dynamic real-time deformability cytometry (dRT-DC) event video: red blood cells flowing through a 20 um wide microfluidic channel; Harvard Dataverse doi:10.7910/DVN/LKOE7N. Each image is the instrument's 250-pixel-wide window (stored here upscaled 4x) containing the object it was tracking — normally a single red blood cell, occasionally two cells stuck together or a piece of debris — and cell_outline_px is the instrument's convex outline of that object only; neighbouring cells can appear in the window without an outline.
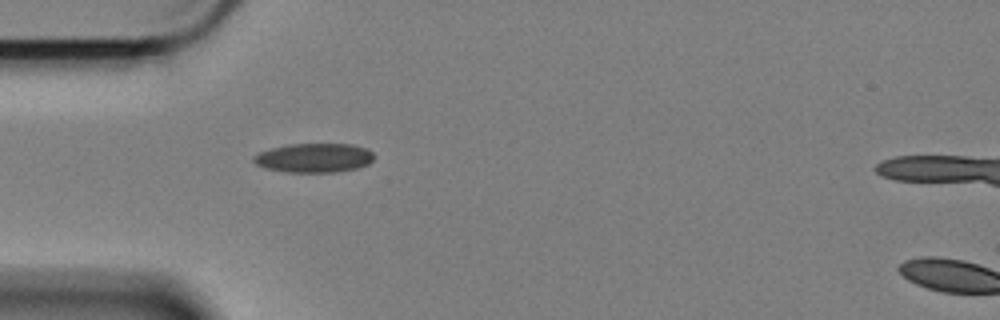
{"species": "Egyptian fruit bat (a non-hibernating species)", "species_latin": "Rousettus aegyptiacus", "temperature_condition": "cold", "stored_images_in_passage": 35, "camera_frame_rate_fps": 3000, "um_per_image_px": 0.085, "animal": {"sex": "female"}, "frame": {"image": 1, "passage_image": 1, "time_ms": 0.0, "image_size_px": [1000, 320], "cell_outline_px": [[372, 160], [368, 164], [356, 168], [336, 172], [288, 172], [264, 168], [256, 164], [252, 160], [252, 156], [260, 152], [272, 148], [288, 144], [352, 144], [368, 148], [372, 152]], "centroid_in_image_um": [26.68, 13.41], "position_along_channel_um": 58.3, "area_um2": 20.46}}
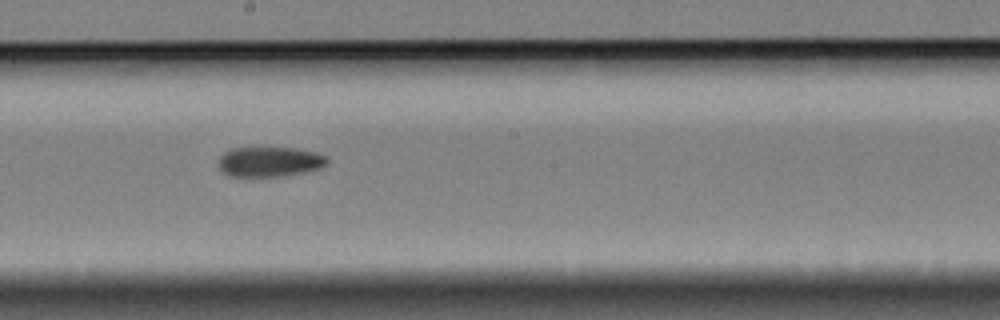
{"frame": {"image": 2, "passage_image": 16, "time_ms": 5.0, "image_size_px": [1000, 320], "cell_outline_px": [[328, 164], [320, 168], [304, 172], [284, 176], [228, 176], [220, 172], [220, 156], [224, 152], [232, 148], [292, 148], [316, 152], [328, 156]], "centroid_in_image_um": [22.94, 13.75], "position_along_channel_um": 225.3, "area_um2": 19.02}}
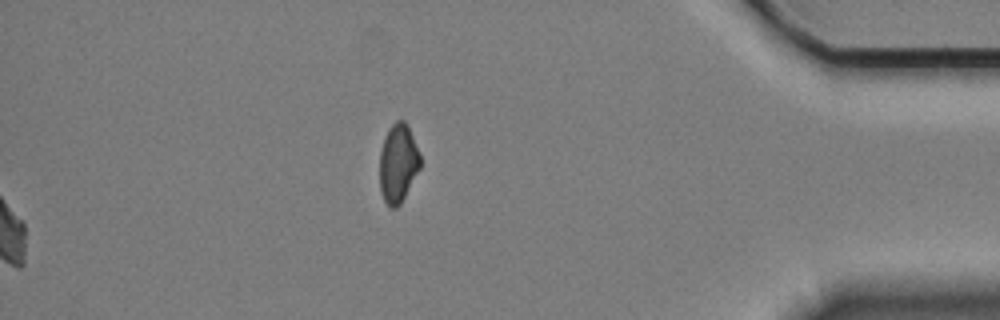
{"frame": {"image": 3, "passage_image": 35, "time_ms": 11.333, "image_size_px": [1000, 320], "cell_outline_px": [[420, 168], [400, 204], [396, 208], [392, 208], [384, 200], [380, 192], [380, 152], [388, 128], [396, 120], [404, 120], [408, 124], [420, 156]], "centroid_in_image_um": [33.83, 13.86], "position_along_channel_um": 401.4, "area_um2": 18.44}, "authors_computed_cell_mechanics": {"area_um2": 20.1722, "velocity_mm_per_s": 3.3847, "shape_relaxation_time_tau1_ms": null, "shape_relaxation_time_tau2_ms": 7.336, "deformation_change_tau1": null, "deformation_change_tau2": 0.1269}}